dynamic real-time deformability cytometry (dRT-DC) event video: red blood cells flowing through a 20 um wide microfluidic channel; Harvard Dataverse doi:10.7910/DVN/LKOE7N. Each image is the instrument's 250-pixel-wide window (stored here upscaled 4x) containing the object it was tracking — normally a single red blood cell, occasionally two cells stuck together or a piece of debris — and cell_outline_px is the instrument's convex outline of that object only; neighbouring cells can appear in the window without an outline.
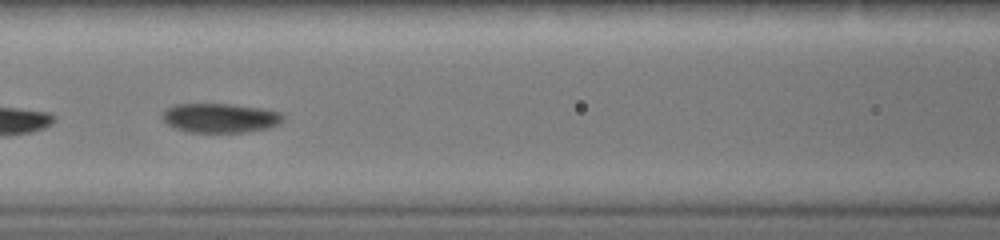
{"species": "common noctule bat (a hibernating species)", "species_latin": "Nyctalus noctula", "temperature_condition": "warm", "stored_images_in_passage": 30, "camera_frame_rate_fps": 3000, "um_per_image_px": 0.085, "animal": {"sex": "female", "body_mass_g": 19.0, "forearm_length_mm": 51.5}, "frame": {"image": 1, "passage_image": 13, "time_ms": 4.0, "image_size_px": [1000, 240], "cell_outline_px": [[284, 120], [280, 124], [268, 128], [244, 132], [188, 132], [176, 128], [168, 124], [160, 116], [172, 104], [232, 104], [264, 108], [284, 112]], "centroid_in_image_um": [18.78, 10.02], "position_along_channel_um": 147.8, "area_um2": 20.87}}
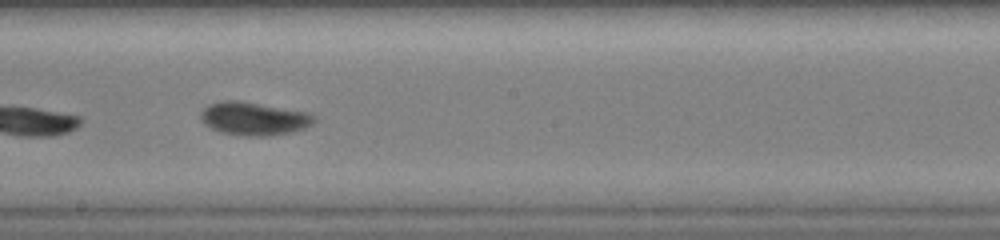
{"frame": {"image": 2, "passage_image": 17, "time_ms": 5.333, "image_size_px": [1000, 240], "cell_outline_px": [[316, 120], [312, 124], [296, 132], [272, 136], [244, 136], [220, 132], [204, 124], [200, 120], [200, 112], [208, 104], [220, 100], [240, 100], [312, 112], [316, 116]], "centroid_in_image_um": [21.62, 10.07], "position_along_channel_um": 226.6, "area_um2": 22.66}}
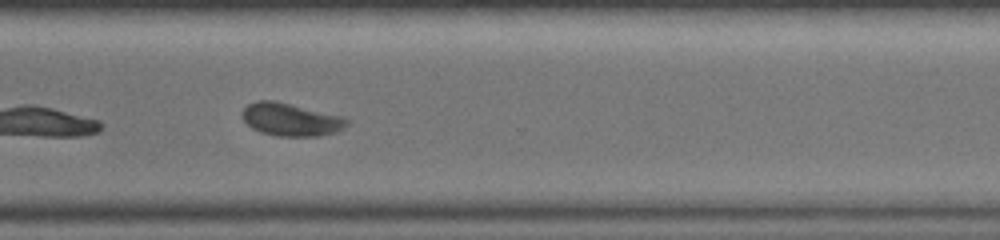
{"frame": {"image": 3, "passage_image": 23, "time_ms": 7.333, "image_size_px": [1000, 240], "cell_outline_px": [[348, 124], [344, 128], [336, 132], [320, 136], [276, 136], [260, 132], [252, 128], [244, 120], [244, 108], [248, 104], [256, 100], [276, 100], [344, 116], [348, 120]], "centroid_in_image_um": [24.76, 10.15], "position_along_channel_um": 345.8, "area_um2": 20.17}}